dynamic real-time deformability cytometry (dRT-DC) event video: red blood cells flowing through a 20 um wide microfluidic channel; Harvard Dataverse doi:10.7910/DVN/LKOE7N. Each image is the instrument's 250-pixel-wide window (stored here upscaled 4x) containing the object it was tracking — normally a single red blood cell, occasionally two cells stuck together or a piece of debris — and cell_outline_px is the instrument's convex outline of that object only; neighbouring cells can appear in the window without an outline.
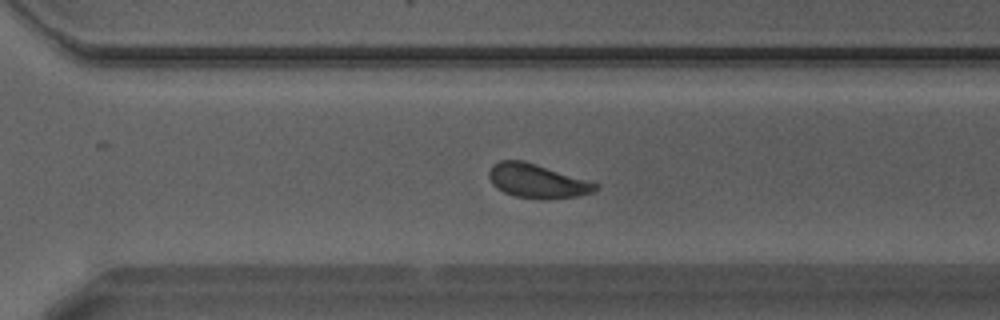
{"species": "Egyptian fruit bat (a non-hibernating species)", "species_latin": "Rousettus aegyptiacus", "temperature_condition": "warm", "stored_images_in_passage": 35, "camera_frame_rate_fps": 3000, "um_per_image_px": 0.085, "animal": {"sex": "male"}, "frame": {"image": 1, "passage_image": 19, "time_ms": 6.0, "image_size_px": [1000, 320], "cell_outline_px": [[600, 188], [596, 192], [576, 196], [548, 200], [540, 200], [512, 196], [496, 188], [492, 184], [488, 176], [488, 172], [492, 164], [500, 160], [524, 160], [592, 180], [600, 184]], "centroid_in_image_um": [45.71, 15.39], "position_along_channel_um": 324.9, "area_um2": 21.96}}
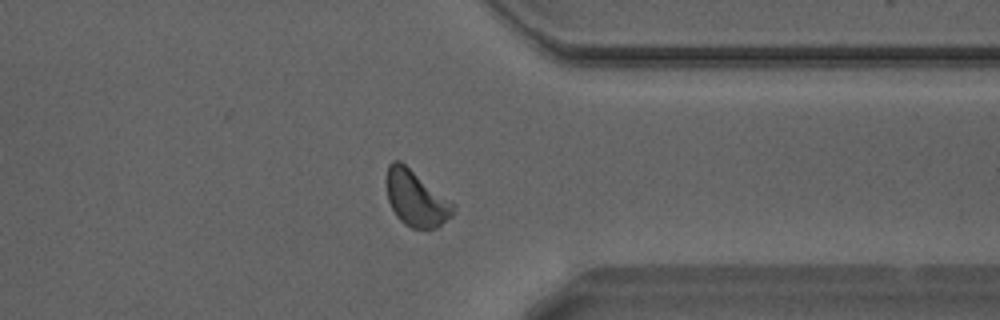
{"frame": {"image": 2, "passage_image": 23, "time_ms": 7.333, "image_size_px": [1000, 320], "cell_outline_px": [[456, 208], [452, 216], [436, 228], [412, 228], [404, 224], [396, 216], [388, 200], [384, 180], [388, 164], [392, 160], [400, 160], [452, 200], [456, 204]], "centroid_in_image_um": [35.35, 16.83], "position_along_channel_um": 376.0, "area_um2": 22.25}}